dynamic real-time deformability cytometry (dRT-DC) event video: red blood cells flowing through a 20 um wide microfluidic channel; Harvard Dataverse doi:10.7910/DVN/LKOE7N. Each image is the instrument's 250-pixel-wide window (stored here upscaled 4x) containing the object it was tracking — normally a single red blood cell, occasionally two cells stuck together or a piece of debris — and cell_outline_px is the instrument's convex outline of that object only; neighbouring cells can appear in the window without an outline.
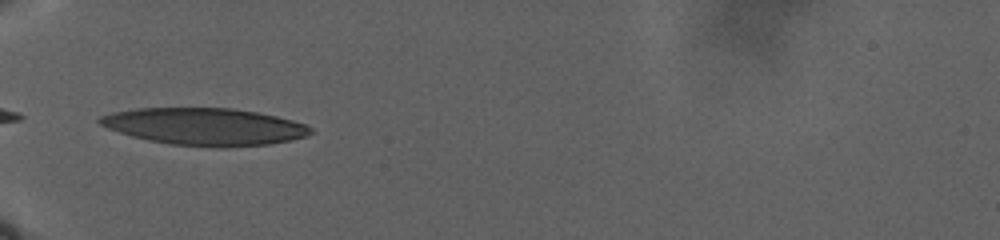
{"species": "human", "species_latin": "Homo sapiens", "temperature_condition": "warm", "stored_images_in_passage": 29, "camera_frame_rate_fps": 3000, "um_per_image_px": 0.085, "donor": {"sex": "male"}, "frame": {"image": 1, "passage_image": 1, "time_ms": 0.0, "image_size_px": [1000, 240], "cell_outline_px": [[316, 132], [308, 136], [292, 140], [268, 144], [220, 148], [216, 148], [172, 144], [148, 140], [132, 136], [108, 128], [100, 124], [96, 120], [100, 116], [112, 112], [136, 108], [232, 108], [256, 112], [276, 116], [308, 124]], "centroid_in_image_um": [17.45, 10.76], "position_along_channel_um": 67.6, "area_um2": 45.95}}
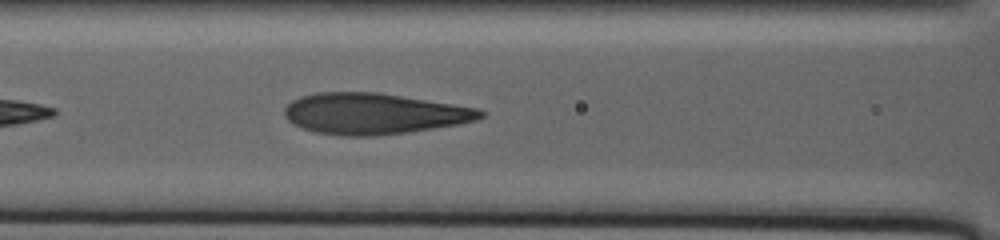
{"frame": {"image": 2, "passage_image": 14, "time_ms": 4.0, "image_size_px": [1000, 240], "cell_outline_px": [[484, 116], [476, 120], [456, 124], [408, 132], [372, 136], [340, 136], [312, 132], [292, 124], [284, 116], [284, 108], [292, 100], [300, 96], [316, 92], [376, 92], [452, 104], [476, 108], [484, 112]], "centroid_in_image_um": [31.68, 9.67], "position_along_channel_um": 134.9, "area_um2": 46.7}}
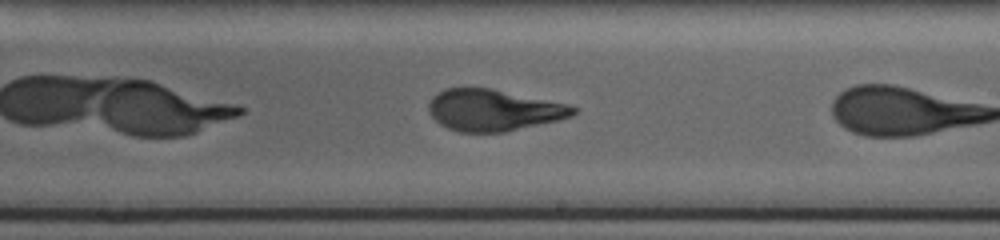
{"frame": {"image": 3, "passage_image": 28, "time_ms": 8.0, "image_size_px": [1000, 240], "cell_outline_px": [[580, 108], [572, 116], [560, 120], [504, 132], [460, 132], [448, 128], [440, 124], [428, 112], [428, 104], [432, 96], [436, 92], [444, 88], [492, 88], [568, 104]], "centroid_in_image_um": [41.95, 9.35], "position_along_channel_um": 247.0, "area_um2": 35.2}}